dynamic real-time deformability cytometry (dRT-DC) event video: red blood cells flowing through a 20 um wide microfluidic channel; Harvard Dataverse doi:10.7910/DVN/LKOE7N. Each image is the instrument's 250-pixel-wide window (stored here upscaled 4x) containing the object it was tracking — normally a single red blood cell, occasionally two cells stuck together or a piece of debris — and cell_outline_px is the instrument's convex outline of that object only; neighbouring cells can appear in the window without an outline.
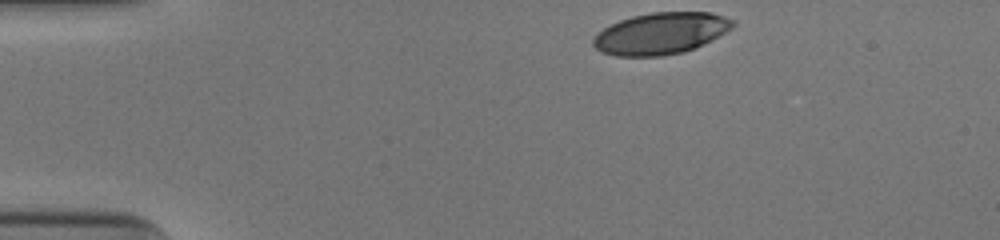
{"species": "human", "species_latin": "Homo sapiens", "temperature_condition": "cold", "stored_images_in_passage": 34, "camera_frame_rate_fps": 3000, "um_per_image_px": 0.085, "donor": {"sex": "male"}, "frame": {"image": 1, "passage_image": 1, "time_ms": 0.0, "image_size_px": [1000, 240], "cell_outline_px": [[736, 24], [732, 28], [696, 48], [684, 52], [660, 56], [616, 56], [604, 52], [596, 48], [592, 44], [592, 40], [604, 28], [620, 20], [632, 16], [652, 12], [708, 12], [732, 20]], "centroid_in_image_um": [56.16, 2.84], "position_along_channel_um": 28.8, "area_um2": 33.47}}
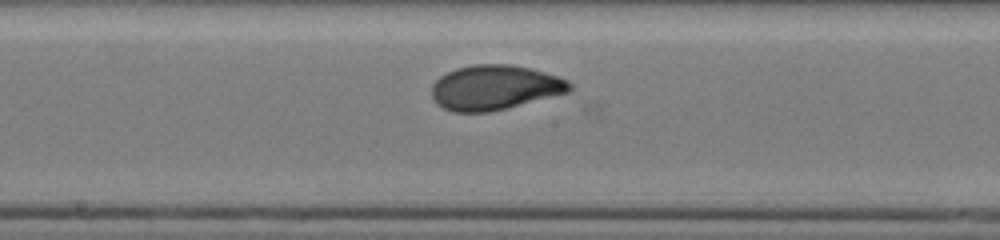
{"frame": {"image": 2, "passage_image": 20, "time_ms": 6.333, "image_size_px": [1000, 240], "cell_outline_px": [[572, 88], [568, 92], [488, 112], [452, 112], [436, 104], [432, 96], [432, 84], [440, 76], [456, 68], [472, 64], [508, 64], [528, 68], [556, 76], [568, 80], [572, 84]], "centroid_in_image_um": [42.0, 7.43], "position_along_channel_um": 206.2, "area_um2": 35.6}}
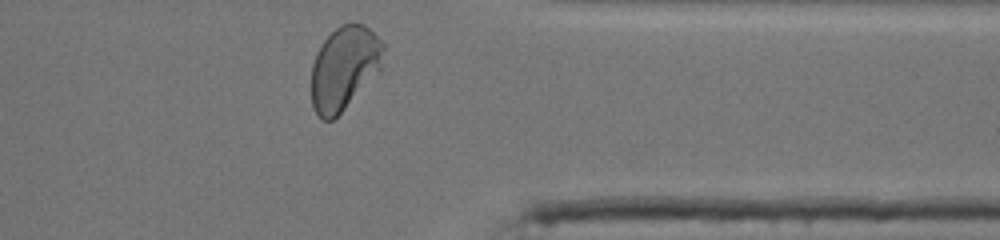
{"frame": {"image": 3, "passage_image": 34, "time_ms": 11.0, "image_size_px": [1000, 240], "cell_outline_px": [[384, 48], [380, 72], [332, 120], [324, 120], [316, 112], [312, 104], [312, 64], [316, 52], [324, 40], [340, 24], [364, 24], [384, 44]], "centroid_in_image_um": [29.26, 5.76], "position_along_channel_um": 382.1, "area_um2": 34.68}, "authors_computed_cell_mechanics": {"area_um2": 35.0557, "velocity_mm_per_s": 3.9257, "shape_relaxation_time_tau1_ms": 3.4902, "shape_relaxation_time_tau2_ms": null, "deformation_change_tau1": 0.1709, "deformation_change_tau2": null}}